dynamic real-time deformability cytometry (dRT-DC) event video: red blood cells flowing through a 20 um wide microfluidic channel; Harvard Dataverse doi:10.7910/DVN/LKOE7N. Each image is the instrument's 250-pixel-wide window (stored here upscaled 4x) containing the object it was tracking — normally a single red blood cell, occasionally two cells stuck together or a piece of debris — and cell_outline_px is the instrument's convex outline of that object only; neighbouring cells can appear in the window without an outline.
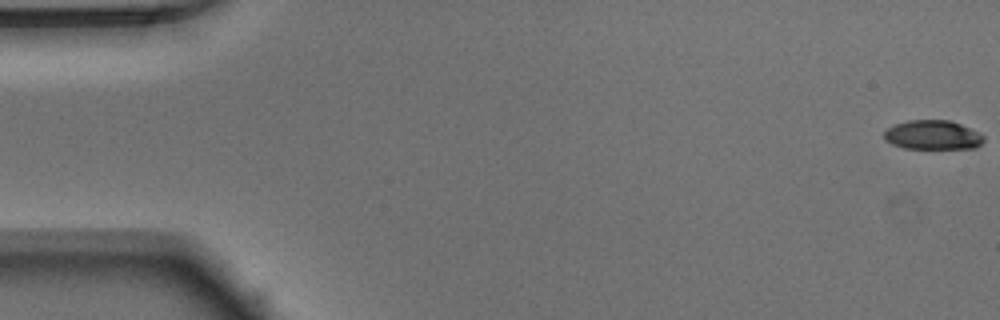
{"species": "Egyptian fruit bat (a non-hibernating species)", "species_latin": "Rousettus aegyptiacus", "temperature_condition": "warm", "stored_images_in_passage": 7, "camera_frame_rate_fps": 3000, "um_per_image_px": 0.085, "animal": {"sex": "male"}, "frame": {"image": 1, "passage_image": 1, "time_ms": 0.0, "image_size_px": [1000, 320], "cell_outline_px": [[984, 140], [976, 148], [904, 148], [892, 144], [884, 140], [884, 132], [888, 128], [896, 124], [908, 120], [948, 120], [960, 124], [980, 132], [984, 136]], "centroid_in_image_um": [79.29, 11.47], "position_along_channel_um": 5.7, "area_um2": 16.94}}